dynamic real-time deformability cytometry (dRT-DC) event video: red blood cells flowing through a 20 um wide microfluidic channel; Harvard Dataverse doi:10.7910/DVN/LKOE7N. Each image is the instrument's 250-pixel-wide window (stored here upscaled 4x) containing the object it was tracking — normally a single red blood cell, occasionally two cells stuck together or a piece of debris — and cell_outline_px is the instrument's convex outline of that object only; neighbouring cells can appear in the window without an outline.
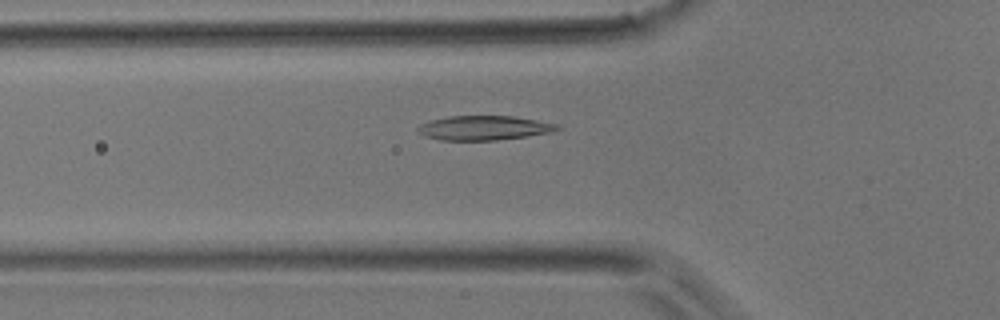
{"species": "common noctule bat (a hibernating species)", "species_latin": "Nyctalus noctula", "temperature_condition": "room temperature", "stored_images_in_passage": 33, "camera_frame_rate_fps": 3000, "um_per_image_px": 0.085, "animal": {"sex": "male", "body_mass_g": 17.9}, "frame": {"image": 1, "passage_image": 2, "time_ms": 0.333, "image_size_px": [1000, 320], "cell_outline_px": [[560, 128], [552, 132], [528, 136], [496, 140], [440, 140], [416, 132], [416, 128], [420, 124], [432, 120], [448, 116], [512, 116], [536, 120], [556, 124]], "centroid_in_image_um": [41.11, 10.87], "position_along_channel_um": 84.7, "area_um2": 19.65}}
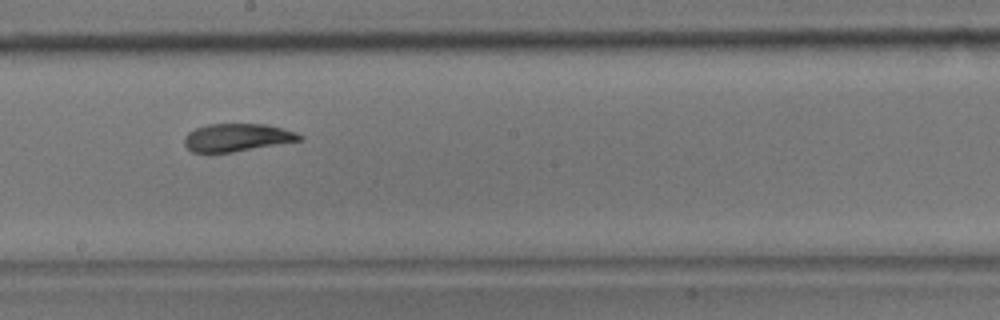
{"frame": {"image": 2, "passage_image": 12, "time_ms": 3.667, "image_size_px": [1000, 320], "cell_outline_px": [[304, 136], [300, 140], [232, 152], [192, 152], [184, 144], [184, 136], [188, 132], [196, 128], [208, 124], [268, 124], [296, 132]], "centroid_in_image_um": [20.13, 11.67], "position_along_channel_um": 228.1, "area_um2": 18.5}}
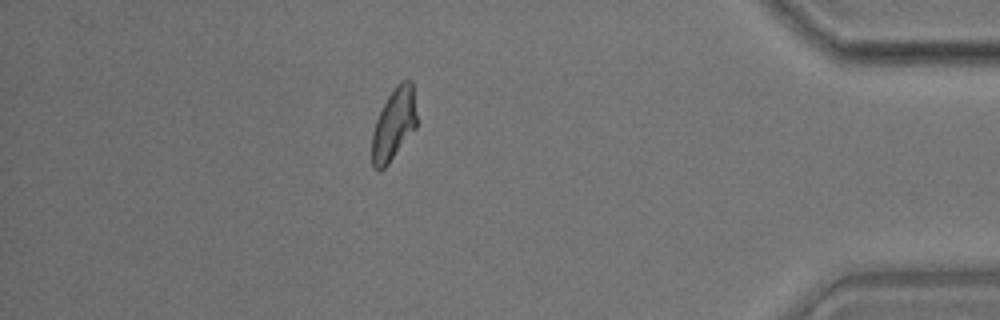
{"frame": {"image": 3, "passage_image": 27, "time_ms": 8.667, "image_size_px": [1000, 320], "cell_outline_px": [[416, 128], [388, 164], [380, 172], [372, 168], [372, 132], [376, 120], [388, 96], [396, 84], [400, 80], [412, 80], [416, 116]], "centroid_in_image_um": [33.46, 10.58], "position_along_channel_um": 401.7, "area_um2": 18.73}}